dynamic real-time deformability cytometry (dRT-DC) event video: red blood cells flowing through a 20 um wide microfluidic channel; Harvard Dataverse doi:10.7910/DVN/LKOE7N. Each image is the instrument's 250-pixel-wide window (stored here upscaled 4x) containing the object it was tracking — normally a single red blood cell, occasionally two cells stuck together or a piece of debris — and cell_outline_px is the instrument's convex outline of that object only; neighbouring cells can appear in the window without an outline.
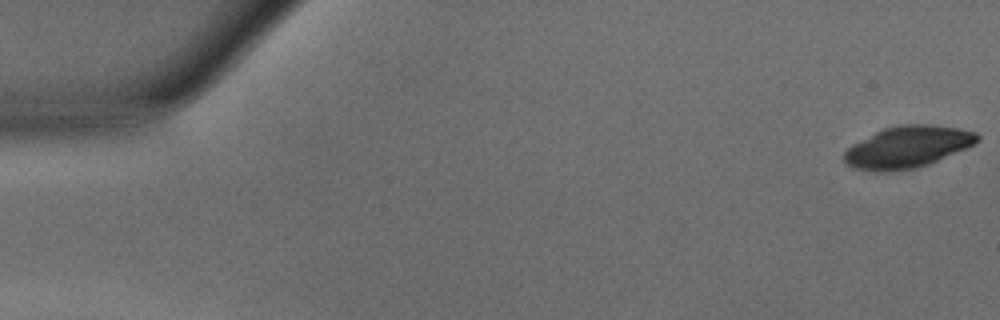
{"species": "common noctule bat (a hibernating species)", "species_latin": "Nyctalus noctula", "temperature_condition": "warm", "stored_images_in_passage": 48, "camera_frame_rate_fps": 3000, "um_per_image_px": 0.085, "animal": {"sex": "male", "body_mass_g": 15.6}, "frame": {"image": 1, "passage_image": 1, "time_ms": 0.0, "image_size_px": [1000, 320], "cell_outline_px": [[980, 140], [976, 144], [928, 164], [916, 168], [884, 172], [876, 172], [856, 168], [848, 164], [844, 160], [844, 152], [852, 144], [884, 128], [896, 124], [928, 124], [960, 128], [976, 132], [980, 136]], "centroid_in_image_um": [77.17, 12.48], "position_along_channel_um": 7.8, "area_um2": 32.37}}